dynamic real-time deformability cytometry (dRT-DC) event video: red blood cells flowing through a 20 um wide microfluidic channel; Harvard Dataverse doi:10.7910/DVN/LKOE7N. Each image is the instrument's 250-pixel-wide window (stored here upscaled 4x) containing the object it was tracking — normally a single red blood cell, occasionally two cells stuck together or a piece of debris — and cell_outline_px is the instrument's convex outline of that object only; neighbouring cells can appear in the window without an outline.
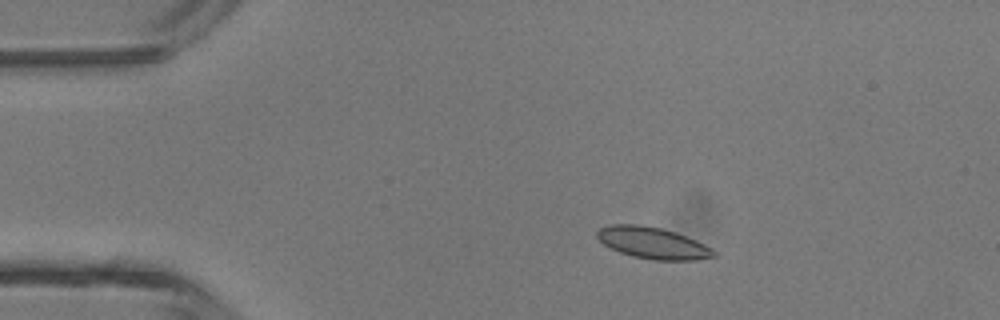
{"species": "common noctule bat (a hibernating species)", "species_latin": "Nyctalus noctula", "temperature_condition": "room temperature", "stored_images_in_passage": 3, "camera_frame_rate_fps": 3000, "um_per_image_px": 0.085, "animal": {"sex": "male", "body_mass_g": 13.3}, "frame": {"image": 1, "passage_image": 1, "time_ms": 0.0, "image_size_px": [1000, 320], "cell_outline_px": [[716, 256], [696, 260], [652, 260], [632, 256], [620, 252], [604, 244], [596, 236], [596, 232], [600, 228], [608, 224], [640, 224], [660, 228], [676, 232], [696, 240], [712, 248], [716, 252]], "centroid_in_image_um": [55.49, 20.65], "position_along_channel_um": 29.5, "area_um2": 21.5}}